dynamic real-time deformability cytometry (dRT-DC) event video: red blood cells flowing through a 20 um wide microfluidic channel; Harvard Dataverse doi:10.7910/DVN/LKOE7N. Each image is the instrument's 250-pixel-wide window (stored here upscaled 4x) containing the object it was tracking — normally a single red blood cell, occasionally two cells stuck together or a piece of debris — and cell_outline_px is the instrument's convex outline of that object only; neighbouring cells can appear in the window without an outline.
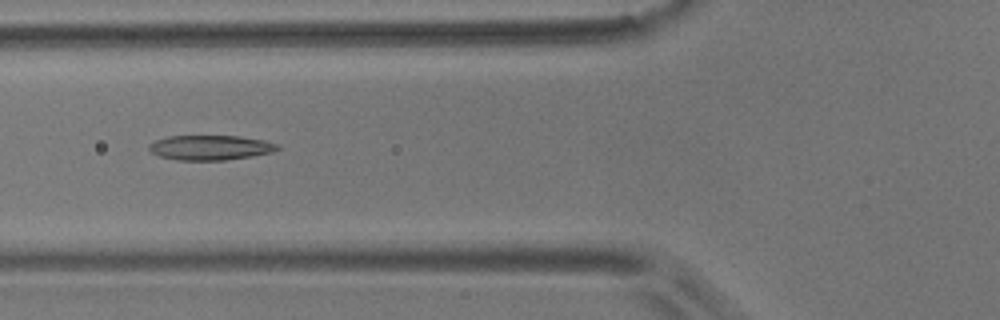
{"species": "common noctule bat (a hibernating species)", "species_latin": "Nyctalus noctula", "temperature_condition": "room temperature", "stored_images_in_passage": 8, "camera_frame_rate_fps": 3000, "um_per_image_px": 0.085, "animal": {"sex": "male", "body_mass_g": 17.9}, "frame": {"image": 1, "passage_image": 6, "time_ms": 1.667, "image_size_px": [1000, 320], "cell_outline_px": [[280, 148], [272, 152], [252, 156], [224, 160], [176, 160], [160, 156], [152, 152], [148, 148], [148, 144], [156, 140], [168, 136], [240, 136], [264, 140], [280, 144]], "centroid_in_image_um": [17.9, 12.54], "position_along_channel_um": 107.9, "area_um2": 18.61}}
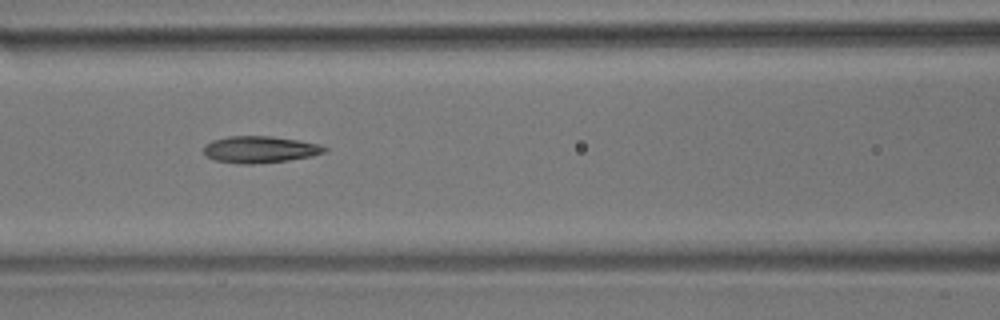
{"frame": {"image": 2, "passage_image": 7, "time_ms": 2.0, "image_size_px": [1000, 320], "cell_outline_px": [[328, 148], [324, 152], [312, 156], [288, 160], [252, 164], [236, 164], [216, 160], [204, 156], [204, 144], [212, 140], [228, 136], [268, 136], [296, 140], [320, 144]], "centroid_in_image_um": [22.04, 12.71], "position_along_channel_um": 144.6, "area_um2": 18.84}}
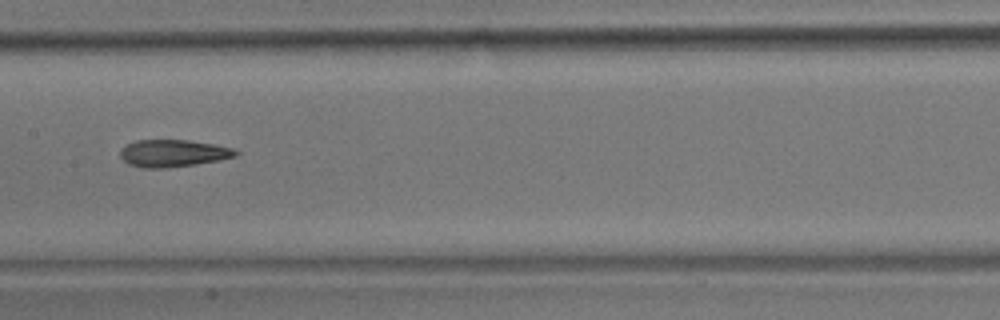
{"frame": {"image": 3, "passage_image": 8, "time_ms": 2.333, "image_size_px": [1000, 320], "cell_outline_px": [[240, 152], [236, 156], [196, 164], [164, 168], [144, 168], [128, 164], [120, 156], [120, 148], [136, 140], [188, 140], [212, 144], [232, 148]], "centroid_in_image_um": [14.68, 13.02], "position_along_channel_um": 192.7, "area_um2": 18.15}}